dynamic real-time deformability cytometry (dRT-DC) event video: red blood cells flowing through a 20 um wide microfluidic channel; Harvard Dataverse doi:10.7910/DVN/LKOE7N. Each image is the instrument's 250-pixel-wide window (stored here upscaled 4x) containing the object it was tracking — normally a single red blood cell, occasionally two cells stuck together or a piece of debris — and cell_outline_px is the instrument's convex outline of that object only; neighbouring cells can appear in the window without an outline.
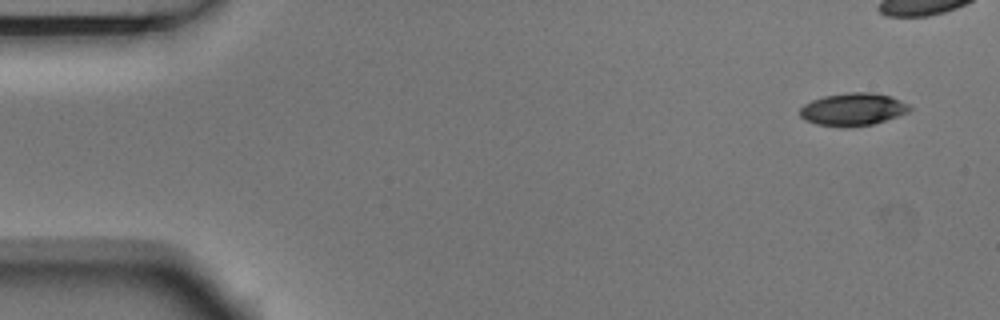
{"species": "Egyptian fruit bat (a non-hibernating species)", "species_latin": "Rousettus aegyptiacus", "temperature_condition": "room temperature", "stored_images_in_passage": 5, "camera_frame_rate_fps": 3000, "um_per_image_px": 0.085, "animal": {"sex": "male"}, "frame": {"image": 1, "passage_image": 1, "time_ms": 0.0, "image_size_px": [1000, 320], "cell_outline_px": [[912, 108], [908, 112], [872, 124], [848, 128], [816, 124], [804, 120], [800, 116], [800, 108], [804, 104], [812, 100], [824, 96], [848, 92], [872, 92], [892, 96], [908, 104]], "centroid_in_image_um": [72.48, 9.29], "position_along_channel_um": 12.5, "area_um2": 20.92}}